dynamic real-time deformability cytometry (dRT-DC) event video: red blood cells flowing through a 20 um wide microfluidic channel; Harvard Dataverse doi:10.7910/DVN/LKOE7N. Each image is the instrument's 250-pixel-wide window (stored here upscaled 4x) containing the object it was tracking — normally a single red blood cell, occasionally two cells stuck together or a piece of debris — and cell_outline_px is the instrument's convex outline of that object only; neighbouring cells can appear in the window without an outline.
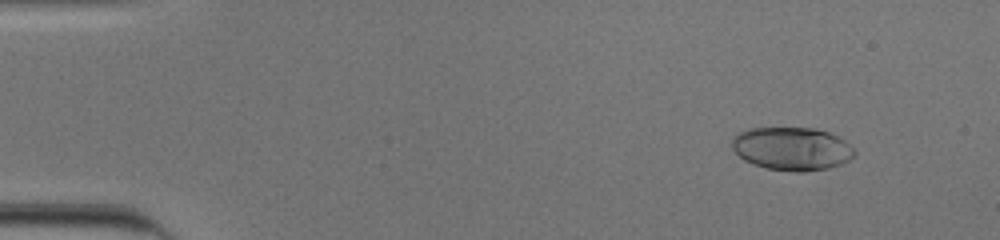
{"species": "human", "species_latin": "Homo sapiens", "temperature_condition": "cold", "stored_images_in_passage": 13, "camera_frame_rate_fps": 3000, "um_per_image_px": 0.085, "donor": {"sex": "male"}, "frame": {"image": 1, "passage_image": 1, "time_ms": 0.0, "image_size_px": [1000, 240], "cell_outline_px": [[856, 156], [840, 164], [828, 168], [804, 172], [796, 172], [768, 168], [752, 164], [744, 160], [732, 148], [732, 136], [748, 128], [816, 128], [828, 132], [844, 140], [856, 152]], "centroid_in_image_um": [67.3, 12.64], "position_along_channel_um": 17.7, "area_um2": 30.81}}
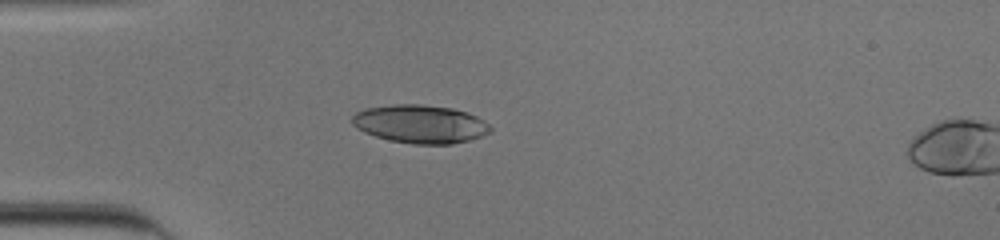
{"frame": {"image": 2, "passage_image": 11, "time_ms": 3.333, "image_size_px": [1000, 240], "cell_outline_px": [[492, 128], [488, 132], [480, 136], [468, 140], [452, 144], [412, 144], [388, 140], [364, 132], [356, 128], [352, 124], [352, 116], [356, 112], [364, 108], [396, 104], [420, 104], [452, 108], [468, 112], [484, 120]], "centroid_in_image_um": [35.69, 10.54], "position_along_channel_um": 49.3, "area_um2": 30.87}}